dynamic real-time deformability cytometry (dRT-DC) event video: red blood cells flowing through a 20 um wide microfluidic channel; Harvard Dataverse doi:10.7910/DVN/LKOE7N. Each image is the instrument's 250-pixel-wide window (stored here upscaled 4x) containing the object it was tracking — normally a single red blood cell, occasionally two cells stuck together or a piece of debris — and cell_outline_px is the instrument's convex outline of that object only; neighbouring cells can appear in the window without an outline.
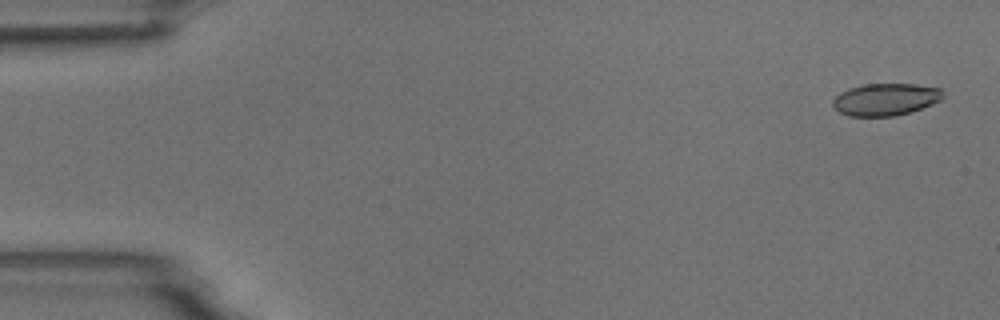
{"species": "common noctule bat (a hibernating species)", "species_latin": "Nyctalus noctula", "temperature_condition": "room temperature", "stored_images_in_passage": 5, "camera_frame_rate_fps": 3000, "um_per_image_px": 0.085, "animal": {"sex": "male", "body_mass_g": 18.8}, "frame": {"image": 1, "passage_image": 1, "time_ms": 0.0, "image_size_px": [1000, 320], "cell_outline_px": [[944, 96], [940, 100], [932, 104], [908, 112], [892, 116], [848, 116], [840, 112], [832, 104], [832, 100], [840, 92], [848, 88], [864, 84], [916, 84], [940, 88]], "centroid_in_image_um": [75.25, 8.44], "position_along_channel_um": 9.8, "area_um2": 20.52}}
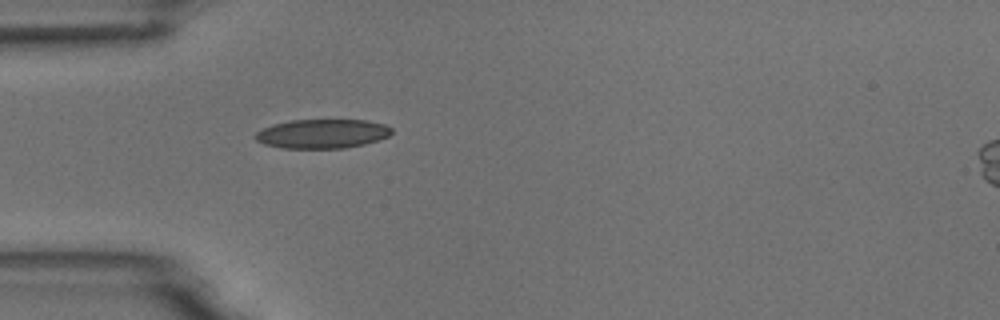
{"frame": {"image": 2, "passage_image": 5, "time_ms": 4.667, "image_size_px": [1000, 320], "cell_outline_px": [[392, 132], [388, 136], [364, 144], [344, 148], [284, 148], [264, 144], [256, 140], [252, 136], [256, 132], [272, 124], [292, 120], [364, 120], [384, 124], [392, 128]], "centroid_in_image_um": [27.36, 11.36], "position_along_channel_um": 57.6, "area_um2": 23.06}}